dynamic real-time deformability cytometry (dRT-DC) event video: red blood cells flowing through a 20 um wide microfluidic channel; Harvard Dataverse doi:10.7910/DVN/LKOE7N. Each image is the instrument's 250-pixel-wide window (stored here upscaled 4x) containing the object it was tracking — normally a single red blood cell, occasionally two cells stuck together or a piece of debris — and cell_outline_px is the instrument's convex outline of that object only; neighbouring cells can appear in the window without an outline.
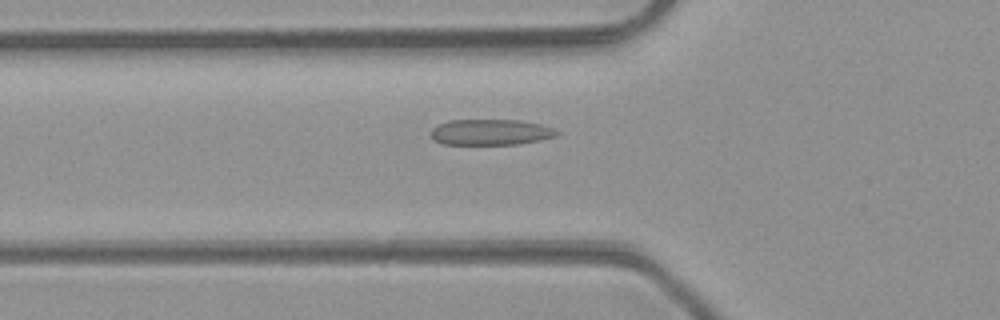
{"species": "common noctule bat (a hibernating species)", "species_latin": "Nyctalus noctula", "temperature_condition": "room temperature", "stored_images_in_passage": 43, "camera_frame_rate_fps": 3000, "um_per_image_px": 0.085, "animal": {"sex": "male", "body_mass_g": 23.1, "forearm_length_mm": 52.7}, "frame": {"image": 1, "passage_image": 12, "time_ms": 3.667, "image_size_px": [1000, 320], "cell_outline_px": [[560, 132], [556, 136], [540, 140], [516, 144], [444, 144], [436, 140], [432, 136], [432, 128], [448, 120], [520, 120], [540, 124], [552, 128]], "centroid_in_image_um": [41.73, 11.23], "position_along_channel_um": 84.1, "area_um2": 18.73}}
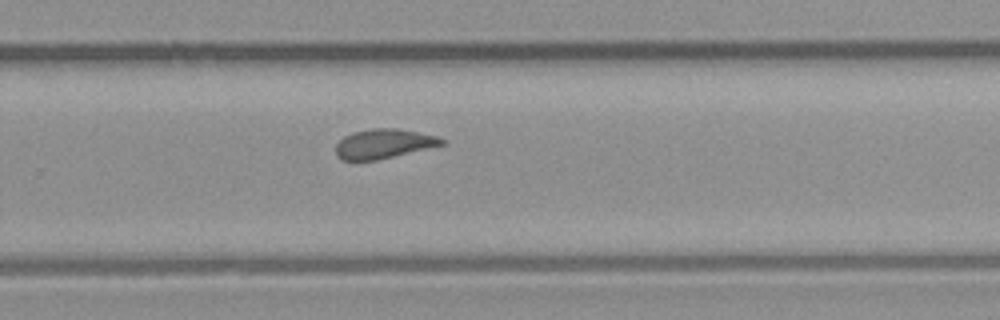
{"frame": {"image": 2, "passage_image": 27, "time_ms": 8.667, "image_size_px": [1000, 320], "cell_outline_px": [[444, 144], [376, 160], [340, 160], [336, 156], [336, 144], [344, 136], [352, 132], [372, 128], [396, 128], [436, 136], [444, 140]], "centroid_in_image_um": [32.54, 12.21], "position_along_channel_um": 297.3, "area_um2": 17.92}}
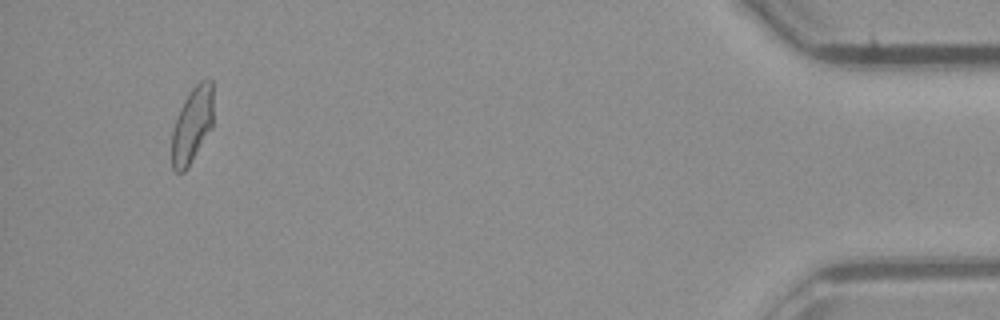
{"frame": {"image": 3, "passage_image": 41, "time_ms": 13.333, "image_size_px": [1000, 320], "cell_outline_px": [[212, 128], [188, 168], [184, 172], [176, 172], [172, 168], [172, 132], [176, 116], [188, 92], [200, 80], [212, 80]], "centroid_in_image_um": [16.32, 10.64], "position_along_channel_um": 418.9, "area_um2": 18.44}, "authors_computed_cell_mechanics": {"area_um2": 18.785, "velocity_mm_per_s": 4.2433, "shape_relaxation_time_tau1_ms": 7.1297, "shape_relaxation_time_tau2_ms": 1.0602, "deformation_change_tau1": 0.1472, "deformation_change_tau2": 0.0859}}